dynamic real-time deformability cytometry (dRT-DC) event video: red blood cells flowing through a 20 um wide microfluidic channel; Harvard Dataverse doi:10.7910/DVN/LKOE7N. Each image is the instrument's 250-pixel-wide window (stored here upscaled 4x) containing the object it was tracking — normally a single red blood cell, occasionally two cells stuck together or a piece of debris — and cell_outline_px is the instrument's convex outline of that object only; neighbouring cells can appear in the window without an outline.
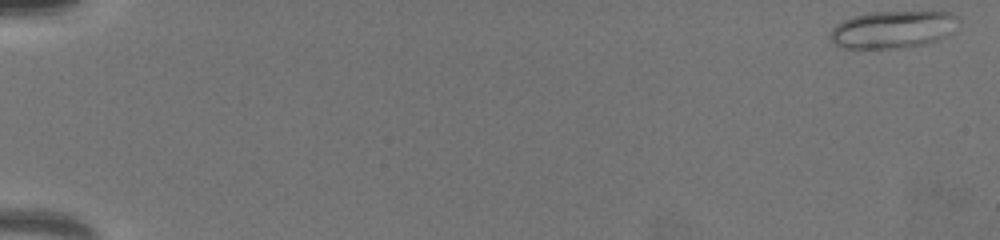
{"species": "common noctule bat (a hibernating species)", "species_latin": "Nyctalus noctula", "temperature_condition": "warm", "stored_images_in_passage": 65, "camera_frame_rate_fps": 3000, "um_per_image_px": 0.085, "animal": {"sex": "female", "body_mass_g": 19.5, "forearm_length_mm": 54.1}, "frame": {"image": 1, "passage_image": 1, "time_ms": 0.0, "image_size_px": [1000, 240], "cell_outline_px": [[960, 20], [952, 32], [948, 36], [924, 44], [900, 48], [844, 48], [832, 44], [828, 36], [832, 28], [836, 24], [852, 16], [868, 12], [952, 12]], "centroid_in_image_um": [75.86, 2.51], "position_along_channel_um": 9.1, "area_um2": 28.15}}
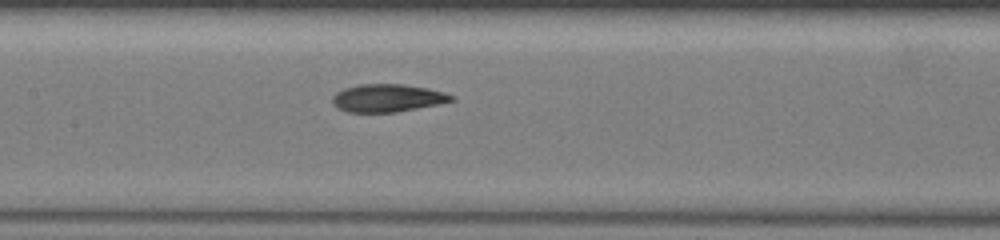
{"frame": {"image": 2, "passage_image": 34, "time_ms": 11.0, "image_size_px": [1000, 240], "cell_outline_px": [[456, 100], [396, 112], [348, 112], [336, 108], [332, 104], [332, 96], [336, 92], [344, 88], [360, 84], [404, 84], [428, 88], [444, 92], [456, 96]], "centroid_in_image_um": [32.92, 8.33], "position_along_channel_um": 174.5, "area_um2": 19.36}}
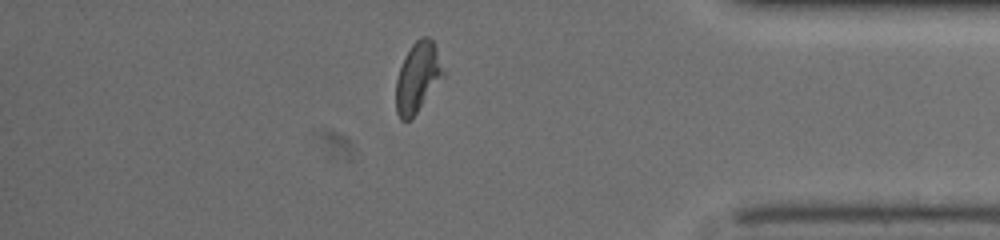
{"frame": {"image": 3, "passage_image": 57, "time_ms": 18.667, "image_size_px": [1000, 240], "cell_outline_px": [[444, 76], [416, 112], [408, 120], [400, 120], [396, 112], [396, 80], [404, 56], [412, 44], [420, 36], [428, 36], [432, 40], [436, 48], [444, 72]], "centroid_in_image_um": [35.48, 6.54], "position_along_channel_um": 399.7, "area_um2": 18.96}}